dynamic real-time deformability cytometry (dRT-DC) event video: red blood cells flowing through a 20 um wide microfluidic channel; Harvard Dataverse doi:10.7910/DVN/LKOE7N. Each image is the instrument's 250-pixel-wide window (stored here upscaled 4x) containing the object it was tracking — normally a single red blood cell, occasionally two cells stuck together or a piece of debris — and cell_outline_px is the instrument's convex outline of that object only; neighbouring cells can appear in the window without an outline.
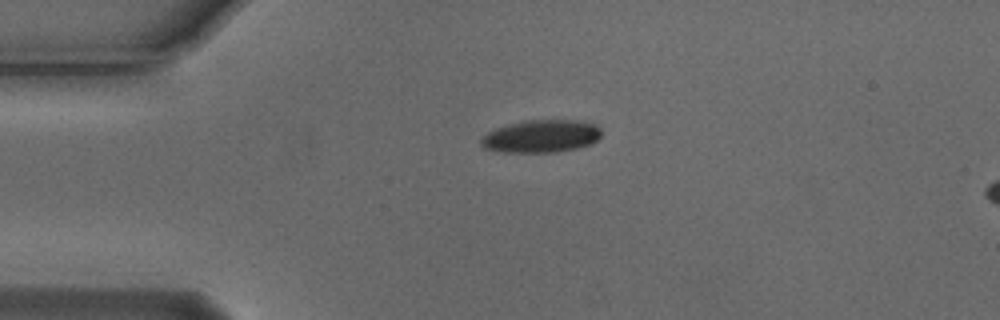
{"species": "Egyptian fruit bat (a non-hibernating species)", "species_latin": "Rousettus aegyptiacus", "temperature_condition": "cold", "stored_images_in_passage": 4, "camera_frame_rate_fps": 3000, "um_per_image_px": 0.085, "animal": {"sex": "male"}, "frame": {"image": 1, "passage_image": 4, "time_ms": 1.0, "image_size_px": [1000, 320], "cell_outline_px": [[600, 136], [592, 144], [576, 148], [556, 152], [504, 152], [484, 148], [480, 144], [480, 140], [488, 132], [496, 128], [508, 124], [524, 120], [576, 120], [596, 124], [600, 128]], "centroid_in_image_um": [46.0, 11.57], "position_along_channel_um": 39.0, "area_um2": 22.89}}